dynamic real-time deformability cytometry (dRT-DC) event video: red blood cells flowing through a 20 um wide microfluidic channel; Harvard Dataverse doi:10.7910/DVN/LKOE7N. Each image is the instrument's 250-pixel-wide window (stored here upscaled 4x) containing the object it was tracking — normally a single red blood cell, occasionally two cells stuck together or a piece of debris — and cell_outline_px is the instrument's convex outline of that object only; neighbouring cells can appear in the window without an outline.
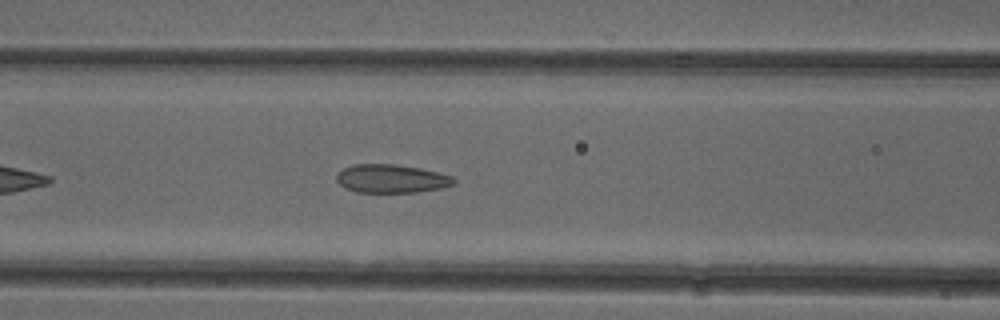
{"species": "common noctule bat (a hibernating species)", "species_latin": "Nyctalus noctula", "temperature_condition": "cold", "stored_images_in_passage": 28, "camera_frame_rate_fps": 3000, "um_per_image_px": 0.085, "animal": {"sex": "female"}, "frame": {"image": 1, "passage_image": 9, "time_ms": 2.667, "image_size_px": [1000, 320], "cell_outline_px": [[456, 184], [440, 188], [420, 192], [356, 192], [344, 188], [336, 180], [336, 172], [352, 164], [392, 164], [420, 168], [452, 176], [456, 180]], "centroid_in_image_um": [33.24, 15.19], "position_along_channel_um": 133.4, "area_um2": 19.54}}
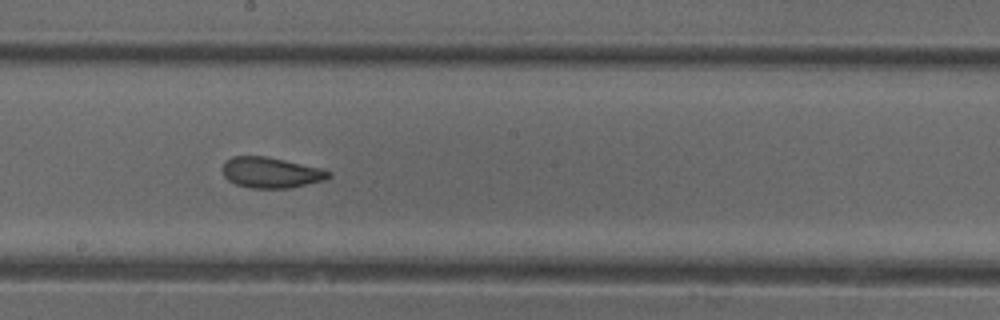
{"frame": {"image": 2, "passage_image": 16, "time_ms": 5.0, "image_size_px": [1000, 320], "cell_outline_px": [[332, 176], [324, 180], [292, 188], [252, 188], [236, 184], [228, 180], [224, 176], [224, 160], [232, 156], [264, 156], [284, 160], [320, 168], [332, 172]], "centroid_in_image_um": [23.04, 14.67], "position_along_channel_um": 225.2, "area_um2": 18.9}}
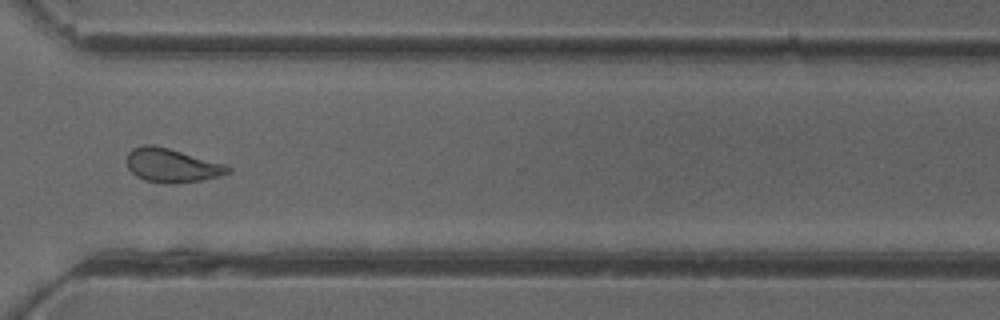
{"frame": {"image": 3, "passage_image": 26, "time_ms": 8.333, "image_size_px": [1000, 320], "cell_outline_px": [[232, 168], [228, 172], [216, 176], [200, 180], [144, 180], [136, 176], [128, 168], [124, 160], [128, 152], [132, 148], [144, 144], [152, 144], [168, 148], [228, 164]], "centroid_in_image_um": [14.56, 13.98], "position_along_channel_um": 356.0, "area_um2": 19.25}, "authors_computed_cell_mechanics": {"area_um2": 19.1318, "velocity_mm_per_s": 3.9331, "shape_relaxation_time_tau1_ms": null, "shape_relaxation_time_tau2_ms": 1.166, "deformation_change_tau1": null, "deformation_change_tau2": 0.0649}}